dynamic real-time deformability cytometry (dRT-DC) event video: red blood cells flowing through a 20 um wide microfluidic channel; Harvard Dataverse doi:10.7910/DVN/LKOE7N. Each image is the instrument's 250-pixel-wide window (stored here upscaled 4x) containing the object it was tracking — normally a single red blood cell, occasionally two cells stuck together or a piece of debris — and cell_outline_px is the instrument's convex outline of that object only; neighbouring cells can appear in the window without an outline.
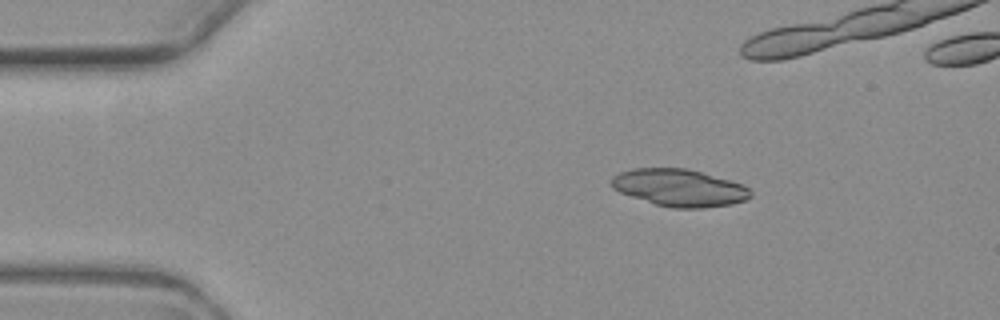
{"species": "common noctule bat (a hibernating species)", "species_latin": "Nyctalus noctula", "temperature_condition": "warm", "stored_images_in_passage": 4, "camera_frame_rate_fps": 3000, "um_per_image_px": 0.085, "animal": {"sex": "female", "body_mass_g": 19.3, "forearm_length_mm": 54.1}, "frame": {"image": 1, "passage_image": 1, "time_ms": 0.0, "image_size_px": [1000, 320], "cell_outline_px": [[752, 196], [744, 200], [732, 204], [704, 208], [672, 208], [656, 204], [620, 192], [612, 188], [608, 184], [612, 176], [620, 172], [632, 168], [688, 168], [744, 184], [752, 192]], "centroid_in_image_um": [57.74, 15.95], "position_along_channel_um": 27.3, "area_um2": 30.35}}